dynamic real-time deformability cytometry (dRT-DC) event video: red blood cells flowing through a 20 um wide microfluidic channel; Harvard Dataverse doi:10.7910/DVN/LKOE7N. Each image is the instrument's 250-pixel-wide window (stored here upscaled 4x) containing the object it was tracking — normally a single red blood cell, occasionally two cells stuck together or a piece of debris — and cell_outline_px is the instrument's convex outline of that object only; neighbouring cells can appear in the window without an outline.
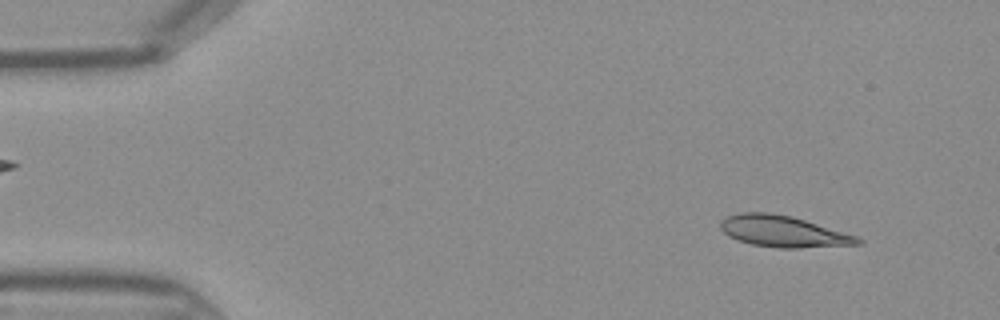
{"species": "Egyptian fruit bat (a non-hibernating species)", "species_latin": "Rousettus aegyptiacus", "temperature_condition": "warm", "stored_images_in_passage": 43, "camera_frame_rate_fps": 3000, "um_per_image_px": 0.085, "frame": {"image": 1, "passage_image": 3, "time_ms": 0.667, "image_size_px": [1000, 320], "cell_outline_px": [[864, 244], [796, 248], [776, 248], [752, 244], [728, 236], [720, 228], [720, 220], [728, 216], [740, 212], [768, 212], [792, 216], [856, 236], [864, 240]], "centroid_in_image_um": [66.57, 19.67], "position_along_channel_um": 18.4, "area_um2": 24.97}}
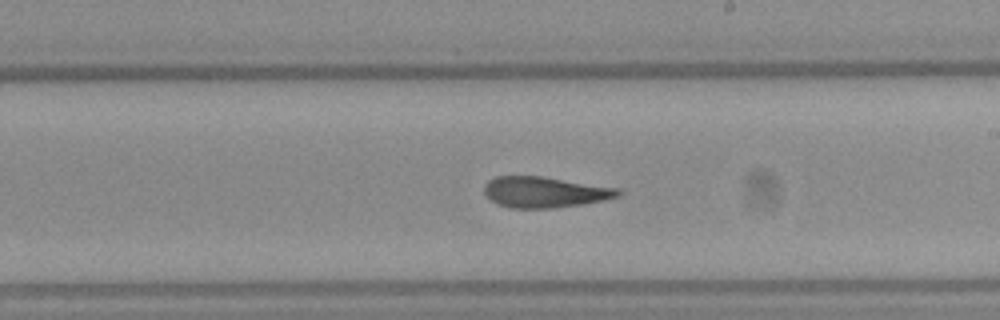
{"frame": {"image": 2, "passage_image": 24, "time_ms": 7.667, "image_size_px": [1000, 320], "cell_outline_px": [[624, 192], [620, 196], [604, 200], [580, 204], [552, 208], [508, 208], [496, 204], [484, 192], [484, 184], [488, 180], [496, 176], [540, 176], [620, 188]], "centroid_in_image_um": [46.31, 16.33], "position_along_channel_um": 242.7, "area_um2": 24.16}}
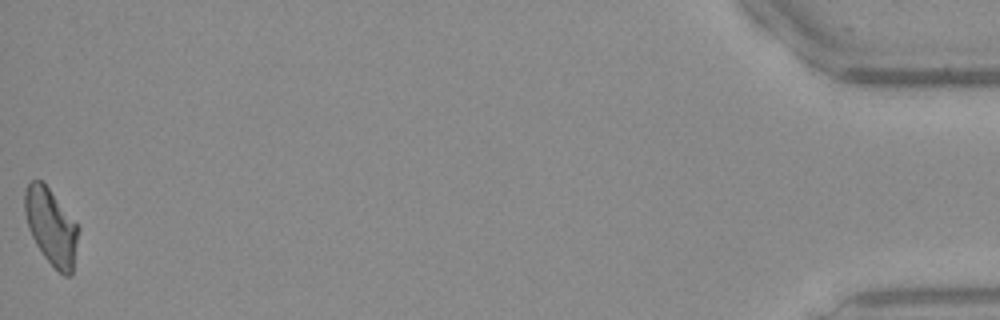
{"frame": {"image": 3, "passage_image": 43, "time_ms": 14.0, "image_size_px": [1000, 320], "cell_outline_px": [[80, 228], [72, 276], [64, 276], [44, 256], [36, 244], [28, 228], [24, 212], [24, 192], [28, 184], [32, 180], [40, 180], [48, 188]], "centroid_in_image_um": [4.35, 19.29], "position_along_channel_um": 430.8, "area_um2": 23.58}}